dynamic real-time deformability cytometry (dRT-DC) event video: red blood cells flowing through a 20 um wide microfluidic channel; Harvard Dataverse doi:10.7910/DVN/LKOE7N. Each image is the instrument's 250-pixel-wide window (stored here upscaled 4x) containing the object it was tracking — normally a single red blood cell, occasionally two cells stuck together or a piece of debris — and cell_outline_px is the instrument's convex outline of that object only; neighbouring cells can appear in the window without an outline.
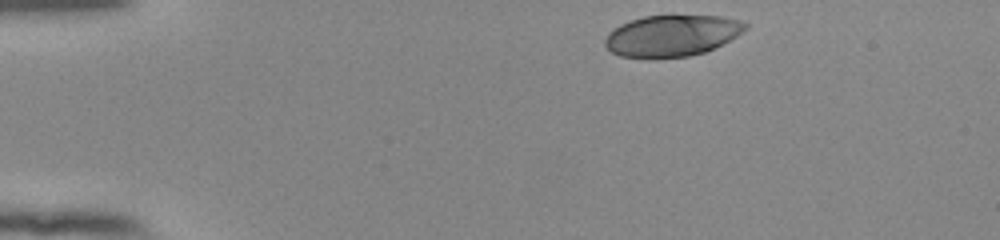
{"species": "human", "species_latin": "Homo sapiens", "temperature_condition": "room temperature", "stored_images_in_passage": 38, "camera_frame_rate_fps": 3000, "um_per_image_px": 0.085, "donor": {"sex": "female"}, "frame": {"image": 1, "passage_image": 1, "time_ms": 0.0, "image_size_px": [1000, 240], "cell_outline_px": [[748, 28], [736, 36], [704, 52], [688, 56], [620, 56], [612, 52], [604, 44], [604, 40], [608, 32], [620, 24], [644, 16], [724, 16], [744, 20], [748, 24]], "centroid_in_image_um": [57.13, 2.99], "position_along_channel_um": 27.9, "area_um2": 33.18}}
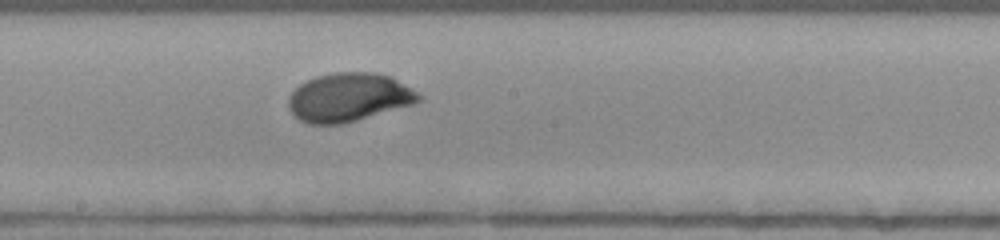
{"frame": {"image": 2, "passage_image": 22, "time_ms": 7.0, "image_size_px": [1000, 240], "cell_outline_px": [[424, 96], [420, 100], [412, 104], [356, 120], [340, 124], [308, 124], [300, 120], [288, 108], [288, 96], [300, 84], [316, 76], [332, 72], [376, 72], [392, 76]], "centroid_in_image_um": [29.65, 8.25], "position_along_channel_um": 218.6, "area_um2": 36.82}}
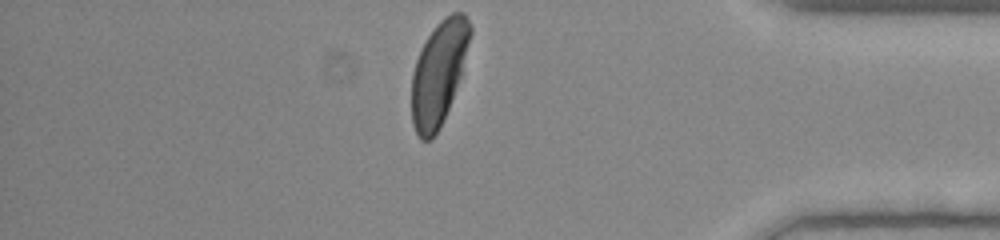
{"frame": {"image": 3, "passage_image": 38, "time_ms": 12.333, "image_size_px": [1000, 240], "cell_outline_px": [[472, 32], [460, 76], [448, 108], [440, 128], [432, 140], [420, 140], [412, 124], [412, 72], [416, 60], [428, 36], [436, 24], [444, 16], [452, 12], [464, 12], [472, 28]], "centroid_in_image_um": [37.29, 6.2], "position_along_channel_um": 397.9, "area_um2": 35.03}, "authors_computed_cell_mechanics": {"area_um2": 36.0672, "velocity_mm_per_s": 3.8562, "shape_relaxation_time_tau1_ms": 3.0329, "shape_relaxation_time_tau2_ms": null, "deformation_change_tau1": 0.1653, "deformation_change_tau2": null}}